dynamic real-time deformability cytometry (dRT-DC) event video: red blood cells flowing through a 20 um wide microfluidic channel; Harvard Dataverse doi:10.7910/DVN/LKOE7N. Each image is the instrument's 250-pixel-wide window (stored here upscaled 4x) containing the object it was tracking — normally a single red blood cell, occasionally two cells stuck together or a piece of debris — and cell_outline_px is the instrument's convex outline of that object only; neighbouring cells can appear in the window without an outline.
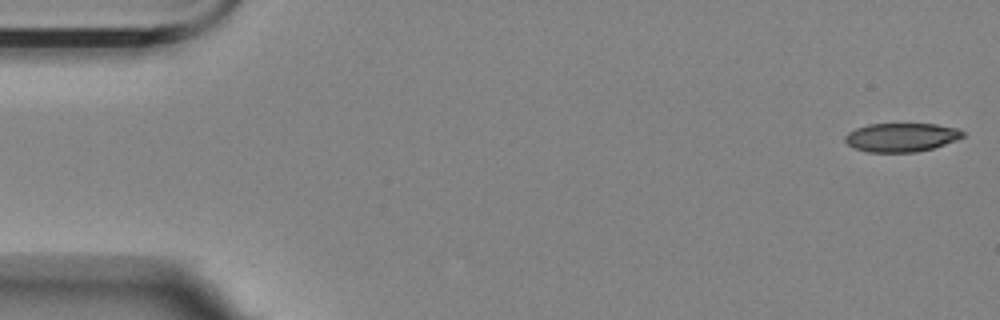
{"species": "Egyptian fruit bat (a non-hibernating species)", "species_latin": "Rousettus aegyptiacus", "temperature_condition": "room temperature", "stored_images_in_passage": 11, "camera_frame_rate_fps": 3000, "um_per_image_px": 0.085, "animal": {"sex": "female"}, "frame": {"image": 1, "passage_image": 1, "time_ms": 0.0, "image_size_px": [1000, 320], "cell_outline_px": [[964, 136], [956, 140], [932, 148], [916, 152], [868, 152], [852, 148], [844, 140], [844, 136], [848, 132], [856, 128], [868, 124], [936, 124], [956, 128], [964, 132]], "centroid_in_image_um": [76.57, 11.67], "position_along_channel_um": 8.4, "area_um2": 19.71}}